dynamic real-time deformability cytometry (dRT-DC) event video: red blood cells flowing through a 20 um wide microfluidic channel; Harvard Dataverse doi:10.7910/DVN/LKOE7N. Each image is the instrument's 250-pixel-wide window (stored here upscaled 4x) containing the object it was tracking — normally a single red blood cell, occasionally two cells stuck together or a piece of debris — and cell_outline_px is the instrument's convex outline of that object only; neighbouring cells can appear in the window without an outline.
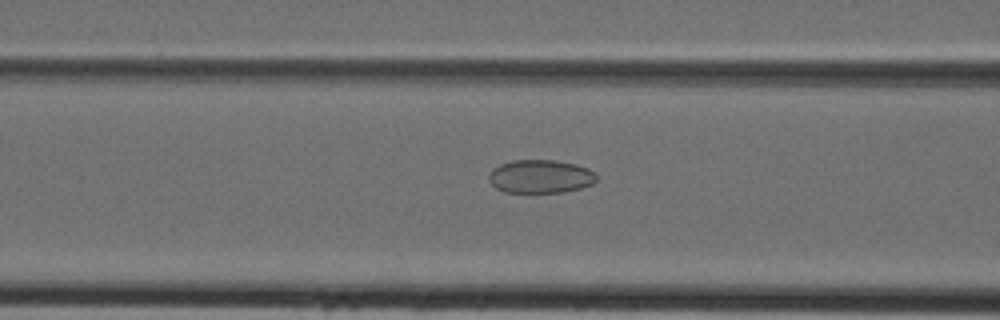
{"species": "Egyptian fruit bat (a non-hibernating species)", "species_latin": "Rousettus aegyptiacus", "temperature_condition": "cold", "stored_images_in_passage": 32, "camera_frame_rate_fps": 3000, "um_per_image_px": 0.085, "animal": {"sex": "female"}, "frame": {"image": 1, "passage_image": 13, "time_ms": 4.0, "image_size_px": [1000, 320], "cell_outline_px": [[596, 180], [592, 184], [580, 188], [564, 192], [504, 192], [496, 188], [488, 180], [488, 176], [492, 168], [500, 164], [512, 160], [556, 160], [576, 164], [588, 168], [596, 172]], "centroid_in_image_um": [45.93, 14.99], "position_along_channel_um": 120.7, "area_um2": 21.1}}
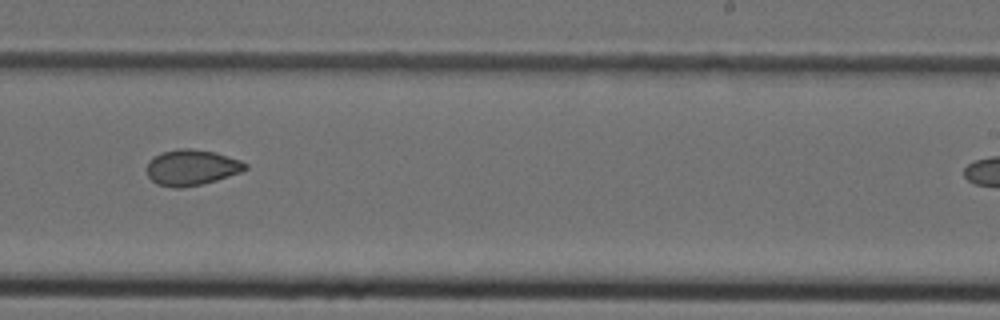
{"frame": {"image": 2, "passage_image": 23, "time_ms": 7.333, "image_size_px": [1000, 320], "cell_outline_px": [[248, 168], [240, 172], [216, 180], [200, 184], [180, 188], [172, 188], [156, 184], [148, 176], [148, 160], [160, 152], [176, 148], [192, 148], [212, 152], [240, 160], [248, 164]], "centroid_in_image_um": [16.25, 14.23], "position_along_channel_um": 272.7, "area_um2": 20.46}}
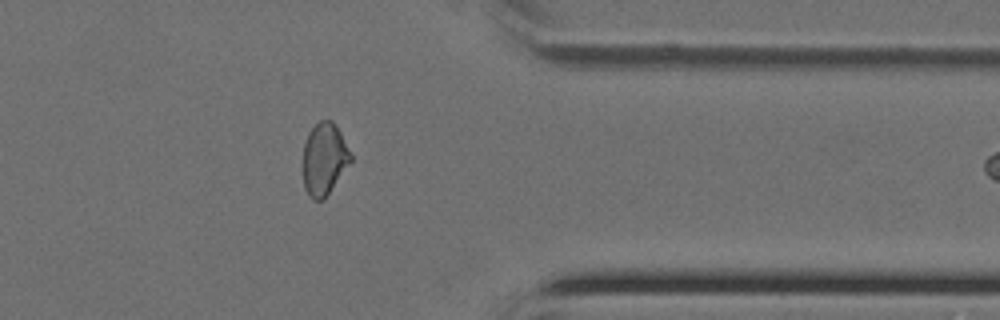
{"frame": {"image": 3, "passage_image": 31, "time_ms": 10.0, "image_size_px": [1000, 320], "cell_outline_px": [[352, 160], [328, 192], [320, 200], [312, 200], [308, 196], [304, 188], [304, 144], [308, 132], [320, 120], [332, 120], [340, 132], [352, 156]], "centroid_in_image_um": [27.55, 13.49], "position_along_channel_um": 383.9, "area_um2": 19.59}}